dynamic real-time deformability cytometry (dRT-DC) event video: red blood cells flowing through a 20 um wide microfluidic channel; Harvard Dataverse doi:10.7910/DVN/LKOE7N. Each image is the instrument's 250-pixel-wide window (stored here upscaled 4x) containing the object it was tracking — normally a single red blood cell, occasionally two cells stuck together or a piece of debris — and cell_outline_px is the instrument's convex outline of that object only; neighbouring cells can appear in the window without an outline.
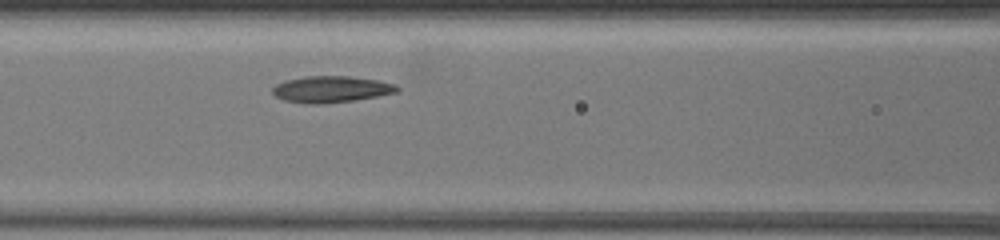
{"species": "common noctule bat (a hibernating species)", "species_latin": "Nyctalus noctula", "temperature_condition": "warm", "stored_images_in_passage": 19, "camera_frame_rate_fps": 3000, "um_per_image_px": 0.085, "animal": {"sex": "female", "body_mass_g": 19.5, "forearm_length_mm": 54.1}, "frame": {"image": 1, "passage_image": 3, "time_ms": 2.0, "image_size_px": [1000, 240], "cell_outline_px": [[400, 92], [352, 100], [324, 104], [308, 104], [284, 100], [276, 96], [272, 92], [272, 88], [276, 84], [284, 80], [304, 76], [348, 76], [376, 80], [396, 84], [400, 88]], "centroid_in_image_um": [28.14, 7.58], "position_along_channel_um": 138.5, "area_um2": 19.25}}
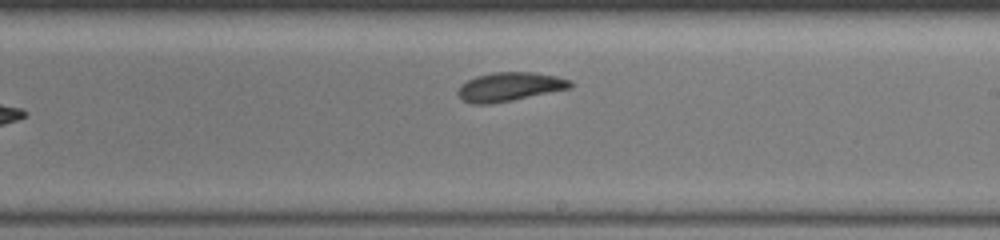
{"frame": {"image": 2, "passage_image": 9, "time_ms": 4.667, "image_size_px": [1000, 240], "cell_outline_px": [[572, 84], [568, 88], [508, 100], [484, 104], [472, 104], [464, 100], [456, 92], [460, 84], [476, 76], [492, 72], [536, 72], [556, 76], [572, 80]], "centroid_in_image_um": [43.27, 7.34], "position_along_channel_um": 245.7, "area_um2": 18.44}}
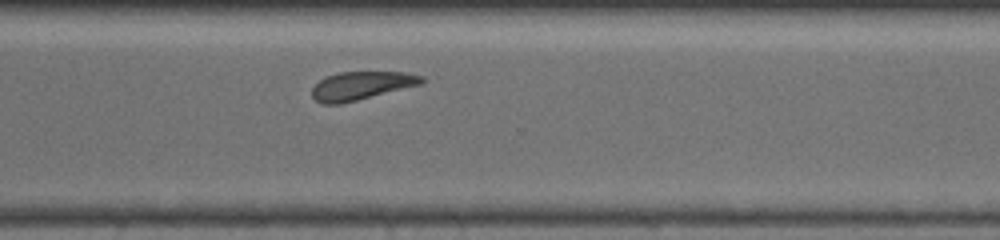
{"frame": {"image": 3, "passage_image": 15, "time_ms": 7.0, "image_size_px": [1000, 240], "cell_outline_px": [[424, 80], [420, 84], [340, 104], [324, 104], [316, 100], [312, 96], [312, 88], [320, 80], [328, 76], [340, 72], [408, 72], [424, 76]], "centroid_in_image_um": [30.71, 7.27], "position_along_channel_um": 339.9, "area_um2": 17.74}, "authors_computed_cell_mechanics": {"area_um2": 18.6694, "velocity_mm_per_s": 4.0373, "shape_relaxation_time_tau1_ms": 4.1929, "shape_relaxation_time_tau2_ms": 5.4348, "deformation_change_tau1": 0.1215, "deformation_change_tau2": 0.1338}}